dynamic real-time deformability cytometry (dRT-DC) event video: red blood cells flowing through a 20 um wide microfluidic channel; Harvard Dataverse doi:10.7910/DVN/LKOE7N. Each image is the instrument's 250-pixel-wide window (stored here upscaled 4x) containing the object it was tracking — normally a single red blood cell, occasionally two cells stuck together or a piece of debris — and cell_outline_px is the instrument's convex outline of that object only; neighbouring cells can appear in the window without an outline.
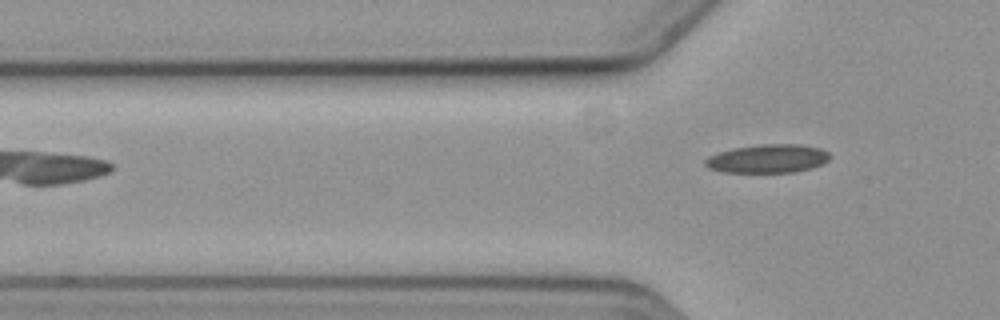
{"species": "common noctule bat (a hibernating species)", "species_latin": "Nyctalus noctula", "temperature_condition": "cold", "stored_images_in_passage": 4, "camera_frame_rate_fps": 3000, "um_per_image_px": 0.085, "animal": {"sex": "female", "body_mass_g": 19.3, "forearm_length_mm": 54.1}, "frame": {"image": 1, "passage_image": 4, "time_ms": 4.333, "image_size_px": [1000, 320], "cell_outline_px": [[828, 160], [812, 168], [796, 172], [720, 172], [708, 168], [704, 164], [704, 160], [708, 156], [732, 148], [760, 144], [800, 144], [820, 148], [828, 152]], "centroid_in_image_um": [65.22, 13.48], "position_along_channel_um": 60.6, "area_um2": 20.75}}